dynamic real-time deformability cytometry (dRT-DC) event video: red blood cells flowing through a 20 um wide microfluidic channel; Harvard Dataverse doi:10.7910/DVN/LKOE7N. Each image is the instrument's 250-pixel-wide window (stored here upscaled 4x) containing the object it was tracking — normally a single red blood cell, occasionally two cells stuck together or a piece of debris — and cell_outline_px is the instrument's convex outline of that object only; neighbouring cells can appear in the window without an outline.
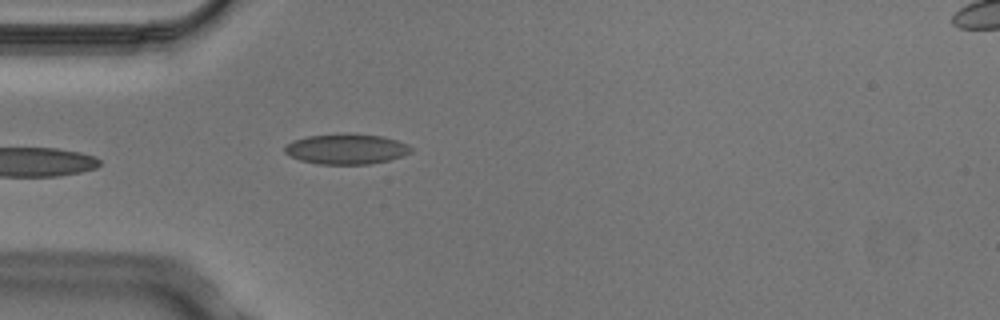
{"species": "Egyptian fruit bat (a non-hibernating species)", "species_latin": "Rousettus aegyptiacus", "temperature_condition": "cold", "stored_images_in_passage": 6, "segment_of_instrument_passage": [1, 2], "camera_frame_rate_fps": 3000, "um_per_image_px": 0.085, "animal": {"sex": "male"}, "frame": {"image": 1, "passage_image": 5, "time_ms": 1.333, "image_size_px": [1000, 320], "cell_outline_px": [[412, 152], [404, 156], [388, 160], [368, 164], [316, 164], [300, 160], [284, 152], [284, 148], [292, 140], [308, 136], [344, 132], [380, 136], [396, 140], [408, 144], [412, 148]], "centroid_in_image_um": [29.44, 12.65], "position_along_channel_um": 55.6, "area_um2": 22.48}}